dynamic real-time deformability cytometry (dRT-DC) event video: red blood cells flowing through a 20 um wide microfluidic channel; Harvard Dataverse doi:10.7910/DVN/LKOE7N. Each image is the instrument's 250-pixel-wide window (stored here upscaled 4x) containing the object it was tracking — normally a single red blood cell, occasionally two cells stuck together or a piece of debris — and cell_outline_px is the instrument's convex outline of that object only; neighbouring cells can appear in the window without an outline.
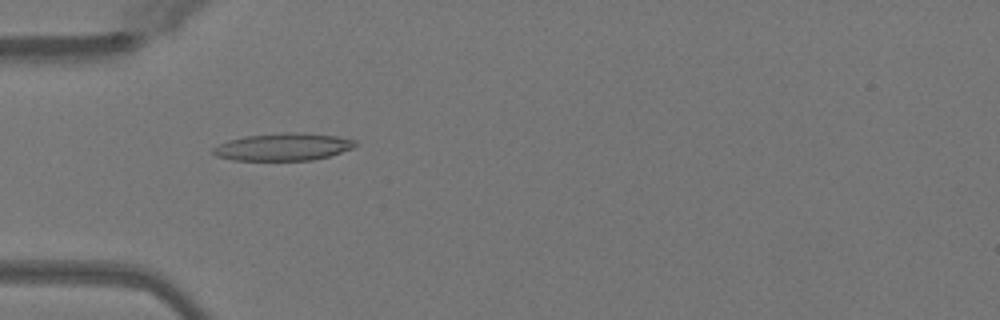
{"species": "Egyptian fruit bat (a non-hibernating species)", "species_latin": "Rousettus aegyptiacus", "temperature_condition": "warm", "stored_images_in_passage": 42, "camera_frame_rate_fps": 3000, "um_per_image_px": 0.085, "animal": {"sex": "female"}, "frame": {"image": 1, "passage_image": 8, "time_ms": 2.333, "image_size_px": [1000, 320], "cell_outline_px": [[356, 144], [352, 148], [328, 156], [312, 160], [232, 160], [216, 156], [212, 152], [212, 148], [228, 140], [244, 136], [284, 132], [304, 132], [340, 136], [356, 140]], "centroid_in_image_um": [24.07, 12.47], "position_along_channel_um": 60.9, "area_um2": 22.83}}
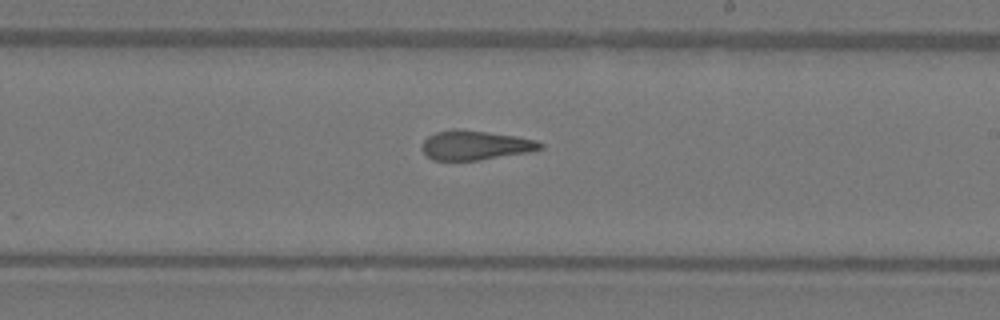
{"frame": {"image": 2, "passage_image": 22, "time_ms": 7.0, "image_size_px": [1000, 320], "cell_outline_px": [[544, 148], [528, 152], [480, 160], [432, 160], [420, 148], [424, 140], [428, 136], [436, 132], [452, 128], [460, 128], [516, 136], [536, 140], [544, 144]], "centroid_in_image_um": [40.39, 12.33], "position_along_channel_um": 248.6, "area_um2": 20.4}}
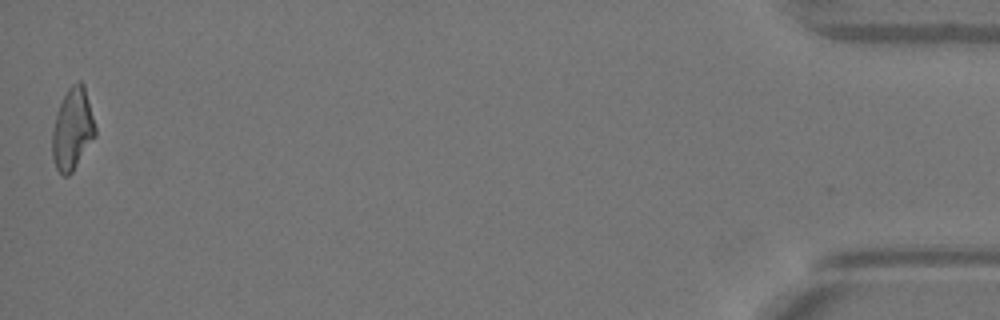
{"frame": {"image": 3, "passage_image": 42, "time_ms": 13.667, "image_size_px": [1000, 320], "cell_outline_px": [[96, 136], [72, 172], [68, 176], [60, 176], [56, 168], [52, 156], [52, 132], [56, 112], [68, 88], [72, 84], [80, 80], [84, 84], [96, 128]], "centroid_in_image_um": [6.16, 10.99], "position_along_channel_um": 429.0, "area_um2": 20.58}, "authors_computed_cell_mechanics": {"area_um2": 20.8369, "velocity_mm_per_s": 4.0726, "shape_relaxation_time_tau1_ms": null, "shape_relaxation_time_tau2_ms": 1.2153, "deformation_change_tau1": null, "deformation_change_tau2": 0.0966}}